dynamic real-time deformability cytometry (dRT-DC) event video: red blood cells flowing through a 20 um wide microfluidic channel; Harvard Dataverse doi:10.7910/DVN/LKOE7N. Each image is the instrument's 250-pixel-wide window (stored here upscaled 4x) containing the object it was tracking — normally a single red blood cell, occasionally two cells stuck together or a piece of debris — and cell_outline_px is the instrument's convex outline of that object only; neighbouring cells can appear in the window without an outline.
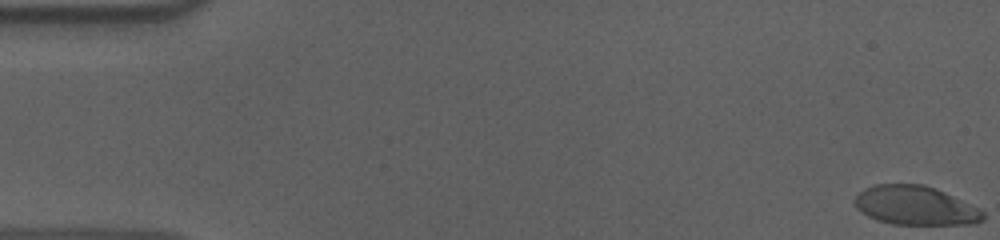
{"species": "human", "species_latin": "Homo sapiens", "temperature_condition": "cold", "stored_images_in_passage": 50, "camera_frame_rate_fps": 3000, "um_per_image_px": 0.085, "donor": {"sex": "male"}, "frame": {"image": 1, "passage_image": 1, "time_ms": 0.0, "image_size_px": [1000, 240], "cell_outline_px": [[984, 220], [976, 224], [892, 224], [876, 220], [868, 216], [856, 208], [852, 200], [864, 188], [876, 184], [924, 184], [936, 188], [984, 212]], "centroid_in_image_um": [77.76, 17.47], "position_along_channel_um": 7.2, "area_um2": 29.07}}
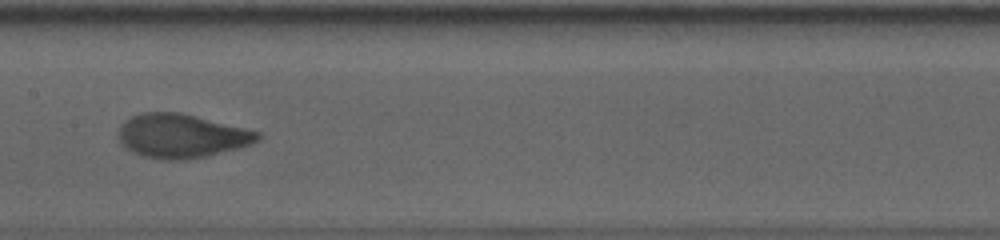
{"frame": {"image": 2, "passage_image": 29, "time_ms": 9.333, "image_size_px": [1000, 240], "cell_outline_px": [[260, 136], [252, 144], [240, 148], [204, 156], [172, 160], [168, 160], [144, 156], [120, 144], [120, 124], [124, 120], [132, 116], [144, 112], [180, 112], [260, 132]], "centroid_in_image_um": [15.42, 11.53], "position_along_channel_um": 192.0, "area_um2": 34.97}}
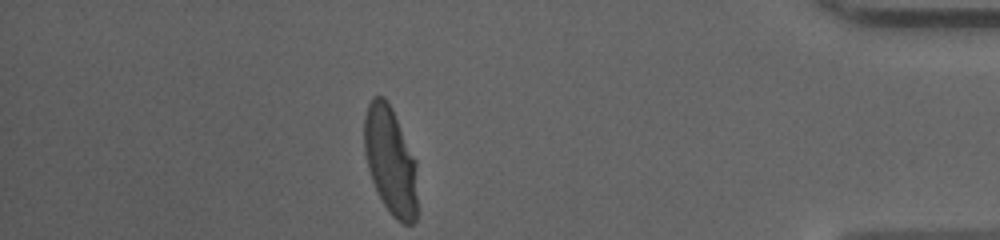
{"frame": {"image": 3, "passage_image": 50, "time_ms": 16.333, "image_size_px": [1000, 240], "cell_outline_px": [[416, 220], [412, 224], [404, 224], [396, 220], [392, 216], [384, 204], [372, 180], [368, 168], [364, 152], [364, 116], [368, 104], [372, 96], [384, 96], [392, 108], [416, 160]], "centroid_in_image_um": [33.18, 13.64], "position_along_channel_um": 402.0, "area_um2": 33.41}, "authors_computed_cell_mechanics": {"area_um2": 33.9575, "velocity_mm_per_s": 3.6205, "shape_relaxation_time_tau1_ms": 5.0581, "shape_relaxation_time_tau2_ms": null, "deformation_change_tau1": 0.211, "deformation_change_tau2": null}}